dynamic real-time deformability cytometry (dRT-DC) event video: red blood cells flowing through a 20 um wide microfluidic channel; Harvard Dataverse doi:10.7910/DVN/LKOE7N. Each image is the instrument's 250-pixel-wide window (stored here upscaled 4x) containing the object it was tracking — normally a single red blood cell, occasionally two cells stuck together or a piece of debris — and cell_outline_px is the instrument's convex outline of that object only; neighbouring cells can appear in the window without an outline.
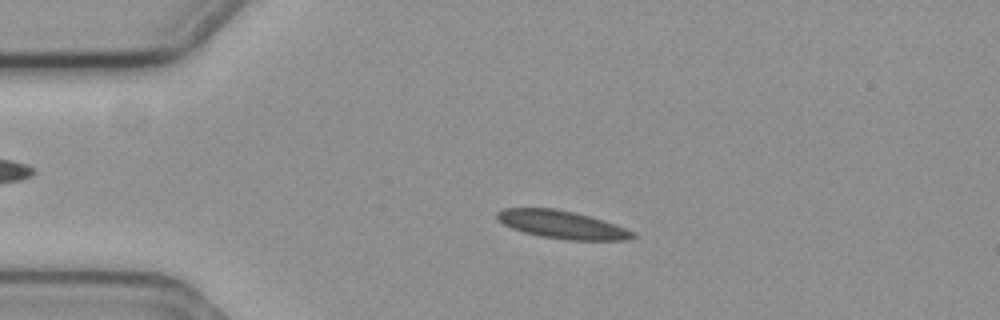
{"species": "common noctule bat (a hibernating species)", "species_latin": "Nyctalus noctula", "temperature_condition": "cold", "stored_images_in_passage": 4, "camera_frame_rate_fps": 3000, "um_per_image_px": 0.085, "animal": {"sex": "female", "body_mass_g": 19.3, "forearm_length_mm": 54.1}, "frame": {"image": 1, "passage_image": 3, "time_ms": 0.667, "image_size_px": [1000, 320], "cell_outline_px": [[636, 236], [628, 240], [564, 240], [540, 236], [524, 232], [512, 228], [496, 220], [496, 212], [504, 208], [556, 208], [604, 220], [616, 224], [636, 232]], "centroid_in_image_um": [47.78, 19.1], "position_along_channel_um": 37.2, "area_um2": 22.2}}